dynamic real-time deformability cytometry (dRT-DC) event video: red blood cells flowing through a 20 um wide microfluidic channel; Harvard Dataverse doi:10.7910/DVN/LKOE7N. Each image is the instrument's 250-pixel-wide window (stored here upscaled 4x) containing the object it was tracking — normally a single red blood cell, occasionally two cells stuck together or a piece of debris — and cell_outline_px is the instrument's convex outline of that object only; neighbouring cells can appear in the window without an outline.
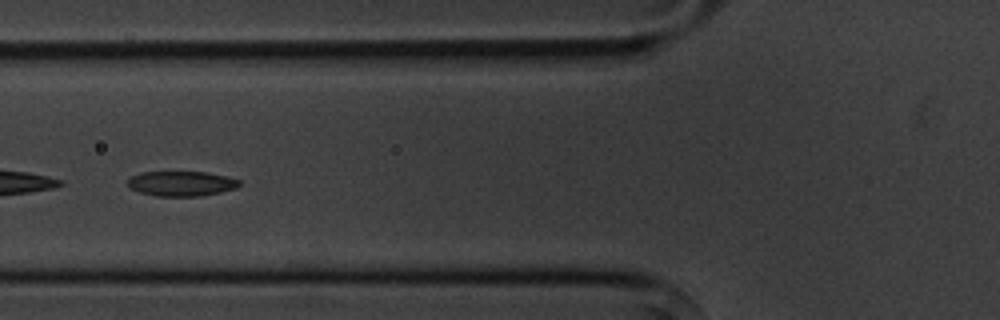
{"species": "common noctule bat (a hibernating species)", "species_latin": "Nyctalus noctula", "temperature_condition": "cold", "stored_images_in_passage": 8, "camera_frame_rate_fps": 3000, "um_per_image_px": 0.085, "animal": {"sex": "male", "body_mass_g": 20.1, "forearm_length_mm": 53.5}, "frame": {"image": 1, "passage_image": 7, "time_ms": 7.0, "image_size_px": [1000, 320], "cell_outline_px": [[240, 184], [236, 188], [220, 192], [200, 196], [156, 196], [140, 192], [128, 188], [128, 176], [140, 172], [204, 172], [228, 176], [240, 180]], "centroid_in_image_um": [15.38, 15.6], "position_along_channel_um": 110.4, "area_um2": 16.36}}
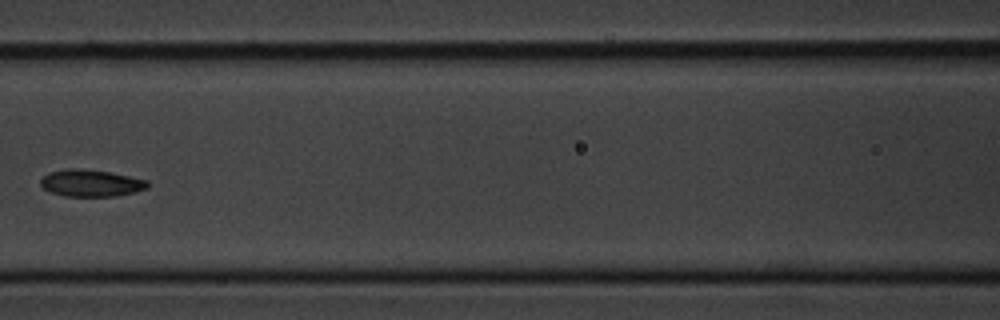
{"frame": {"image": 2, "passage_image": 8, "time_ms": 8.333, "image_size_px": [1000, 320], "cell_outline_px": [[148, 188], [116, 196], [64, 196], [52, 192], [44, 188], [40, 184], [40, 180], [48, 172], [68, 168], [76, 168], [108, 172], [148, 180]], "centroid_in_image_um": [7.71, 15.56], "position_along_channel_um": 158.9, "area_um2": 16.59}}